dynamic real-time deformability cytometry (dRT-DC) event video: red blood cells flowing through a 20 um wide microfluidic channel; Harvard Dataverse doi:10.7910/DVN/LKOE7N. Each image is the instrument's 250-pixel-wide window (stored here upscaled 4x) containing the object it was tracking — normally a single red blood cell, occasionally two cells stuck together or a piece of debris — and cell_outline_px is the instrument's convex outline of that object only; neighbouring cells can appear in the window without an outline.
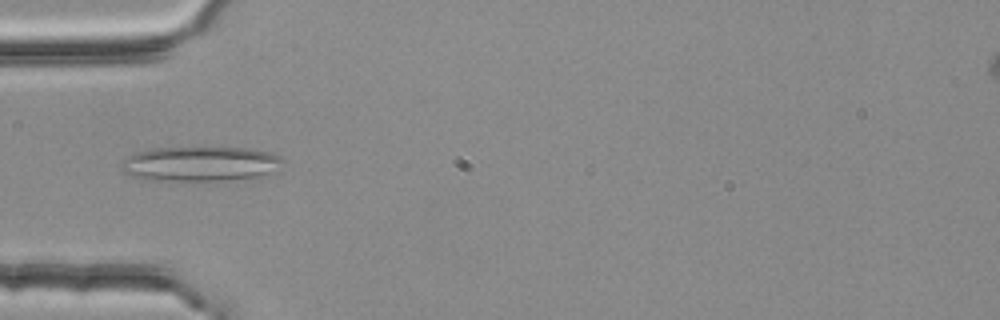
{"species": "common noctule bat (a hibernating species)", "species_latin": "Nyctalus noctula", "temperature_condition": "room temperature", "stored_images_in_passage": 4, "camera_frame_rate_fps": 3000, "um_per_image_px": 0.085, "animal": {"sex": "female", "body_mass_g": 25.1}, "frame": {"image": 1, "passage_image": 4, "time_ms": 1.0, "image_size_px": [1000, 320], "cell_outline_px": [[284, 160], [280, 172], [260, 176], [228, 180], [168, 184], [144, 180], [132, 176], [124, 172], [120, 168], [120, 164], [128, 156], [136, 152], [152, 148], [248, 148], [268, 152], [280, 156]], "centroid_in_image_um": [17.01, 13.99], "position_along_channel_um": 68.0, "area_um2": 34.22}}